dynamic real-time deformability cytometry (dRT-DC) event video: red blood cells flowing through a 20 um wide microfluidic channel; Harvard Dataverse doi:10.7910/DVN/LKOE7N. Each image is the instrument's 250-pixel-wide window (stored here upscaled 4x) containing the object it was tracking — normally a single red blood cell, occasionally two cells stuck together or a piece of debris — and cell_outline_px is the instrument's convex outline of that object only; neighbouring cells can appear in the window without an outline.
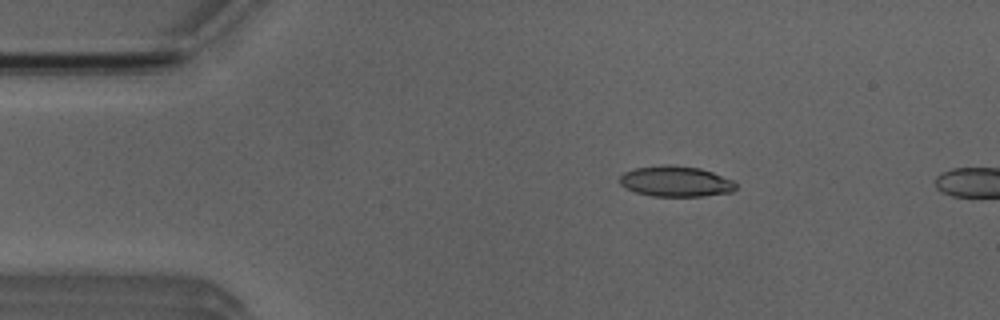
{"species": "Egyptian fruit bat (a non-hibernating species)", "species_latin": "Rousettus aegyptiacus", "temperature_condition": "room temperature", "stored_images_in_passage": 3, "camera_frame_rate_fps": 3000, "um_per_image_px": 0.085, "animal": {"sex": "male"}, "frame": {"image": 1, "passage_image": 2, "time_ms": 1.333, "image_size_px": [1000, 320], "cell_outline_px": [[736, 188], [732, 192], [704, 196], [652, 196], [636, 192], [624, 188], [620, 184], [620, 176], [624, 172], [636, 168], [664, 164], [700, 168], [712, 172], [732, 180], [736, 184]], "centroid_in_image_um": [57.42, 15.42], "position_along_channel_um": 27.6, "area_um2": 20.69}}